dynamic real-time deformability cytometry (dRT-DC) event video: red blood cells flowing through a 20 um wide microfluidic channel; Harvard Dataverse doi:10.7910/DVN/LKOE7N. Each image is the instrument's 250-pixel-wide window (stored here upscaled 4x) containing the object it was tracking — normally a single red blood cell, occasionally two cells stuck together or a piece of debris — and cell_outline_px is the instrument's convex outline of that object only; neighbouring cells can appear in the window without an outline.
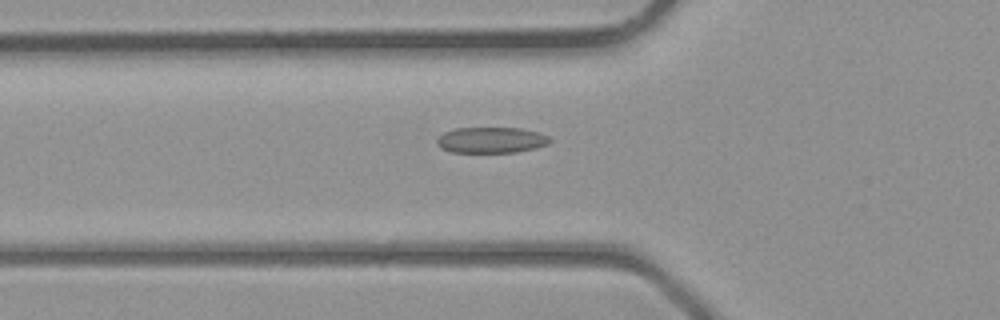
{"species": "common noctule bat (a hibernating species)", "species_latin": "Nyctalus noctula", "temperature_condition": "room temperature", "stored_images_in_passage": 32, "camera_frame_rate_fps": 3000, "um_per_image_px": 0.085, "animal": {"sex": "male", "body_mass_g": 23.1, "forearm_length_mm": 52.7}, "frame": {"image": 1, "passage_image": 6, "time_ms": 1.667, "image_size_px": [1000, 320], "cell_outline_px": [[552, 140], [548, 144], [536, 148], [516, 152], [452, 152], [440, 148], [436, 144], [436, 140], [444, 132], [456, 128], [520, 128], [536, 132], [548, 136]], "centroid_in_image_um": [41.74, 11.91], "position_along_channel_um": 84.1, "area_um2": 16.99}}
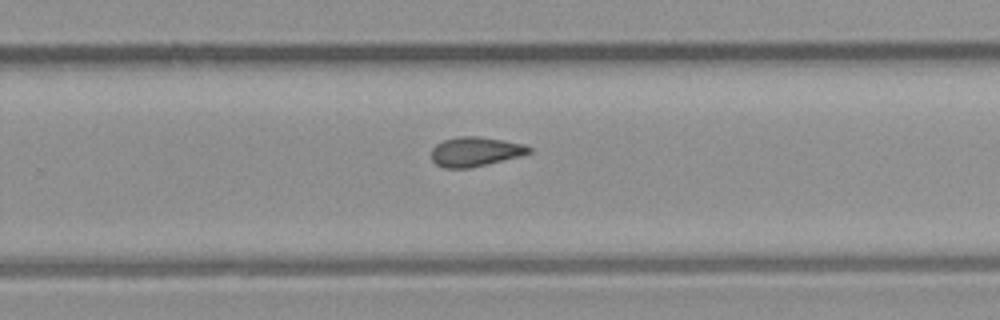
{"frame": {"image": 2, "passage_image": 18, "time_ms": 5.667, "image_size_px": [1000, 320], "cell_outline_px": [[532, 152], [520, 156], [472, 168], [444, 168], [436, 164], [432, 160], [432, 148], [436, 144], [444, 140], [456, 136], [476, 136], [524, 144], [532, 148]], "centroid_in_image_um": [40.39, 12.9], "position_along_channel_um": 289.4, "area_um2": 16.76}}
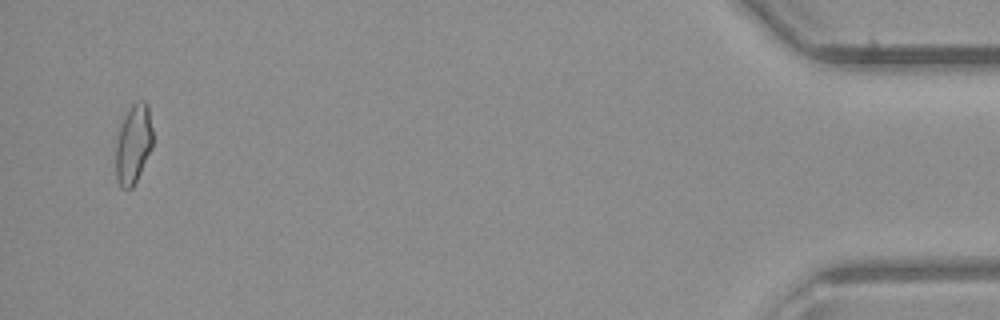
{"frame": {"image": 3, "passage_image": 31, "time_ms": 10.0, "image_size_px": [1000, 320], "cell_outline_px": [[152, 148], [132, 188], [120, 188], [116, 176], [116, 144], [120, 124], [124, 116], [132, 104], [140, 100], [144, 100], [148, 104], [152, 128]], "centroid_in_image_um": [11.33, 12.22], "position_along_channel_um": 423.9, "area_um2": 17.05}}